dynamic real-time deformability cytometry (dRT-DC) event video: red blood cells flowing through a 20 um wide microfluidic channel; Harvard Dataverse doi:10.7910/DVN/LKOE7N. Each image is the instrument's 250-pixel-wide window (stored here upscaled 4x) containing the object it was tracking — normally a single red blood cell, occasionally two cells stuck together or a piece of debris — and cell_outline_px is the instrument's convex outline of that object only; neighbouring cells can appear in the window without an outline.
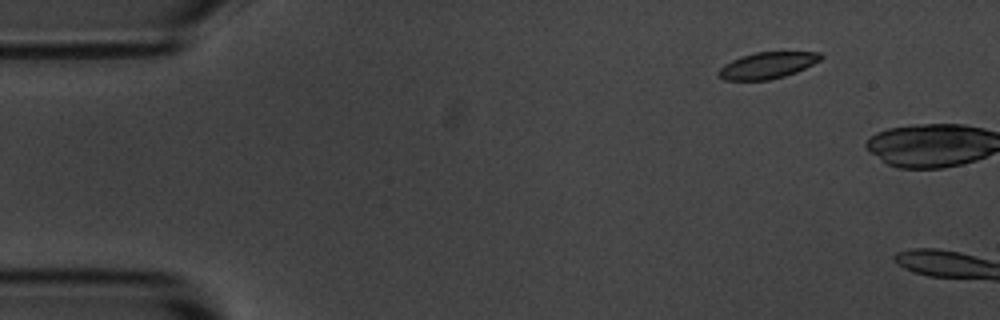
{"species": "common noctule bat (a hibernating species)", "species_latin": "Nyctalus noctula", "temperature_condition": "room temperature", "stored_images_in_passage": 3, "camera_frame_rate_fps": 3000, "um_per_image_px": 0.085, "animal": {"sex": "male", "body_mass_g": 20.1, "forearm_length_mm": 53.5}, "frame": {"image": 1, "passage_image": 2, "time_ms": 1.333, "image_size_px": [1000, 320], "cell_outline_px": [[824, 56], [820, 60], [796, 72], [784, 76], [768, 80], [724, 80], [716, 72], [724, 64], [732, 60], [756, 52], [820, 52]], "centroid_in_image_um": [65.22, 5.56], "position_along_channel_um": 19.8, "area_um2": 15.55}}